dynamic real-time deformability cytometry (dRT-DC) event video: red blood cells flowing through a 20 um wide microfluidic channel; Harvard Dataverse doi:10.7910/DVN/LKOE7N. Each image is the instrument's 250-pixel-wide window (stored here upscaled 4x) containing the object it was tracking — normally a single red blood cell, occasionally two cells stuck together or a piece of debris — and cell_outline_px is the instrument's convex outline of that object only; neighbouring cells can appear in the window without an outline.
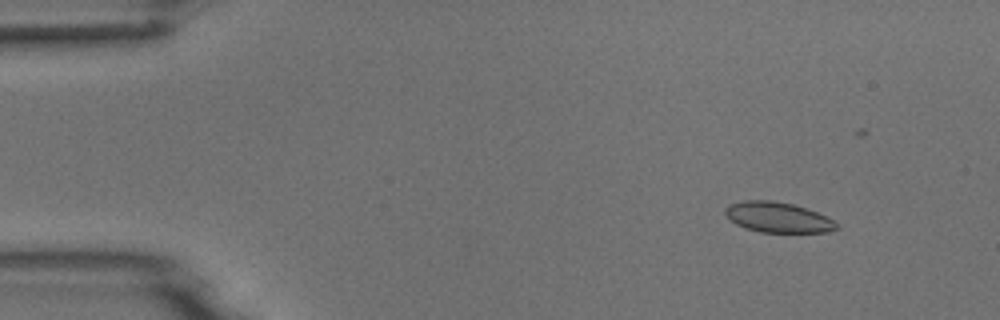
{"species": "common noctule bat (a hibernating species)", "species_latin": "Nyctalus noctula", "temperature_condition": "room temperature", "stored_images_in_passage": 9, "camera_frame_rate_fps": 3000, "um_per_image_px": 0.085, "animal": {"sex": "male", "body_mass_g": 18.8}, "frame": {"image": 1, "passage_image": 2, "time_ms": 1.0, "image_size_px": [1000, 320], "cell_outline_px": [[840, 228], [828, 232], [760, 232], [744, 228], [736, 224], [724, 212], [724, 208], [728, 204], [744, 200], [772, 200], [792, 204], [816, 212], [832, 220]], "centroid_in_image_um": [66.08, 18.47], "position_along_channel_um": 18.9, "area_um2": 19.54}}